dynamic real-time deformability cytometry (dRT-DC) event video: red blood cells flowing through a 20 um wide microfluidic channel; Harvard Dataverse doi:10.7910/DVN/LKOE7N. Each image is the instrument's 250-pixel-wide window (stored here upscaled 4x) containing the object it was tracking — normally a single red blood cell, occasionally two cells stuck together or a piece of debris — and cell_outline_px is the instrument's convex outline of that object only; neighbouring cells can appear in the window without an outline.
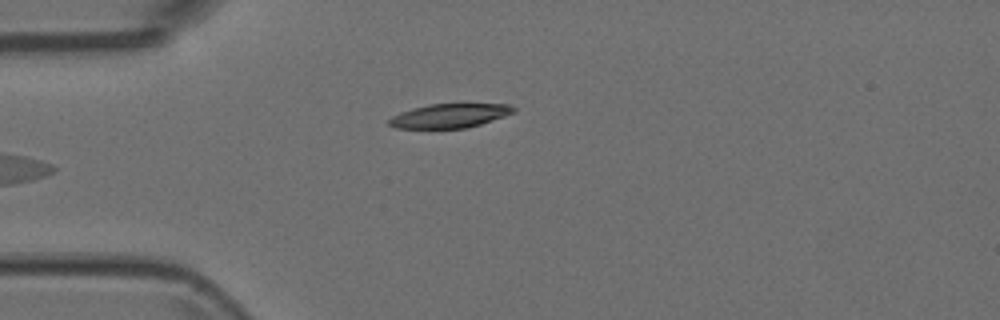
{"species": "Egyptian fruit bat (a non-hibernating species)", "species_latin": "Rousettus aegyptiacus", "temperature_condition": "room temperature", "stored_images_in_passage": 5, "segment_of_instrument_passage": [2, 2], "camera_frame_rate_fps": 3000, "um_per_image_px": 0.085, "animal": {"sex": "female"}, "frame": {"image": 1, "passage_image": 5, "time_ms": 1.333, "image_size_px": [1000, 320], "cell_outline_px": [[516, 112], [468, 128], [396, 128], [388, 124], [388, 120], [392, 116], [400, 112], [412, 108], [428, 104], [512, 104], [516, 108]], "centroid_in_image_um": [38.23, 9.83], "position_along_channel_um": 46.8, "area_um2": 17.51}}